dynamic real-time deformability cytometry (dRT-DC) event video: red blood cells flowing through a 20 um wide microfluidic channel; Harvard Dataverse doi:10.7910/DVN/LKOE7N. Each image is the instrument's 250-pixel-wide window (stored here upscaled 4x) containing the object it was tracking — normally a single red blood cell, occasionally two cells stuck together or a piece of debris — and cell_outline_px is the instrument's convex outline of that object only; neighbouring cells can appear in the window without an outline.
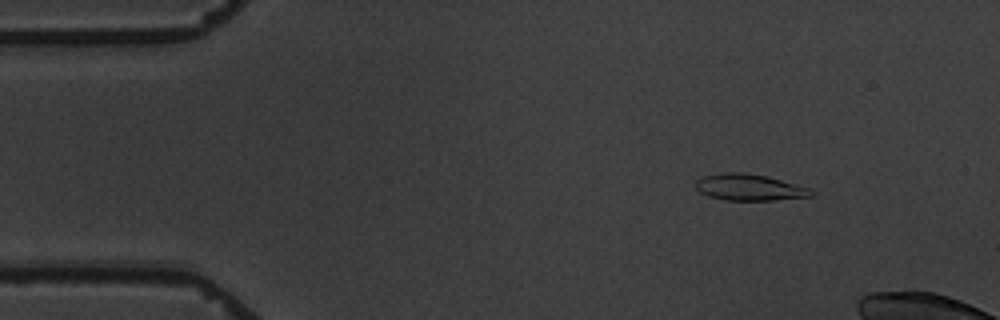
{"species": "common noctule bat (a hibernating species)", "species_latin": "Nyctalus noctula", "temperature_condition": "warm", "stored_images_in_passage": 5, "camera_frame_rate_fps": 3000, "um_per_image_px": 0.085, "animal": {"sex": "male", "body_mass_g": 19.5, "forearm_length_mm": 54.6}, "frame": {"image": 1, "passage_image": 2, "time_ms": 1.333, "image_size_px": [1000, 320], "cell_outline_px": [[816, 192], [812, 196], [772, 200], [724, 200], [708, 196], [700, 192], [696, 188], [696, 180], [704, 176], [720, 172], [744, 172], [768, 176], [812, 188]], "centroid_in_image_um": [63.73, 15.91], "position_along_channel_um": 21.3, "area_um2": 18.03}}